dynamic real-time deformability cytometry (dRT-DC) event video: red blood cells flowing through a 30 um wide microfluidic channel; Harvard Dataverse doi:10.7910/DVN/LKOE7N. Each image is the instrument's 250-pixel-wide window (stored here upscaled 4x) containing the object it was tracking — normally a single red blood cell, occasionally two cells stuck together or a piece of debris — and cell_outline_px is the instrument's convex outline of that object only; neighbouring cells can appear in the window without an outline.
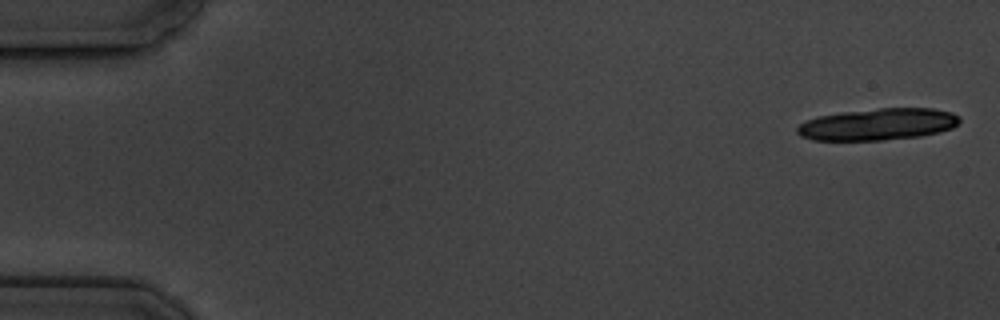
{"species": "common noctule bat (a hibernating species)", "species_latin": "Nyctalus noctula", "temperature_condition": "cold", "stored_images_in_passage": 6, "camera_frame_rate_fps": 3000, "um_per_image_px": 0.085, "animal": {"sex": "male", "body_mass_g": 19.5, "forearm_length_mm": 54.6}, "frame": {"image": 1, "passage_image": 1, "time_ms": 0.0, "image_size_px": [1000, 320], "cell_outline_px": [[960, 124], [952, 128], [940, 132], [920, 136], [884, 140], [812, 140], [800, 136], [796, 132], [796, 128], [800, 124], [816, 116], [840, 112], [880, 108], [932, 108], [952, 112], [960, 116]], "centroid_in_image_um": [74.64, 10.56], "position_along_channel_um": 10.4, "area_um2": 30.35}}
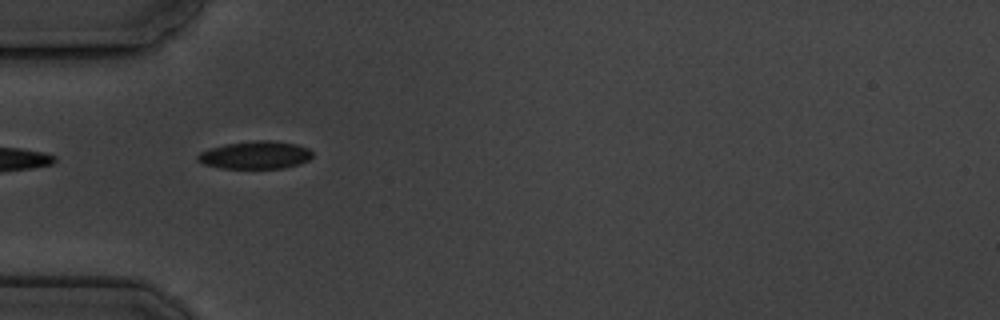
{"frame": {"image": 2, "passage_image": 6, "time_ms": 5.667, "image_size_px": [1000, 320], "cell_outline_px": [[312, 156], [308, 160], [300, 164], [284, 168], [220, 168], [204, 164], [196, 160], [196, 156], [200, 152], [208, 148], [224, 144], [256, 140], [272, 140], [296, 144], [308, 148], [312, 152]], "centroid_in_image_um": [21.68, 13.17], "position_along_channel_um": 63.3, "area_um2": 18.73}}